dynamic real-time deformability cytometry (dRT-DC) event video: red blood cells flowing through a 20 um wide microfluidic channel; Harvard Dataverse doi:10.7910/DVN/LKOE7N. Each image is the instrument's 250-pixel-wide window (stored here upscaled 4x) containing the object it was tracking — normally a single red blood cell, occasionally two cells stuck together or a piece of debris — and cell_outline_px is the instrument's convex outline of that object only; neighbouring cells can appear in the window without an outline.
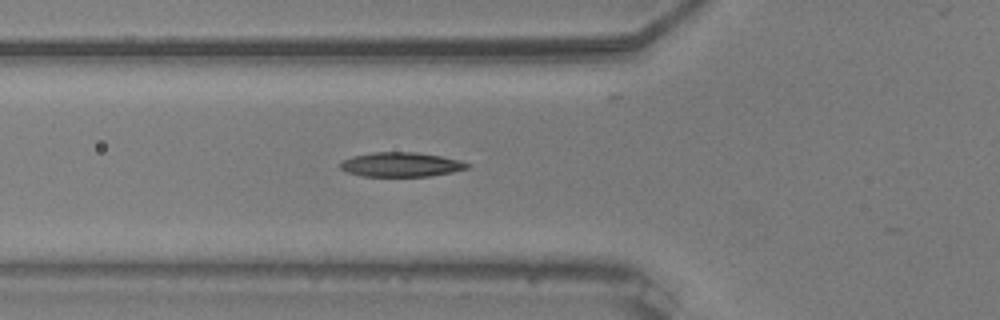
{"species": "common noctule bat (a hibernating species)", "species_latin": "Nyctalus noctula", "temperature_condition": "warm", "stored_images_in_passage": 7, "camera_frame_rate_fps": 3000, "um_per_image_px": 0.085, "animal": {"sex": "male", "body_mass_g": 20.5, "forearm_length_mm": 52.5}, "frame": {"image": 1, "passage_image": 3, "time_ms": 0.667, "image_size_px": [1000, 320], "cell_outline_px": [[472, 164], [468, 168], [452, 172], [428, 176], [360, 176], [348, 172], [340, 168], [340, 160], [352, 156], [372, 152], [416, 152], [440, 156], [460, 160]], "centroid_in_image_um": [34.07, 13.98], "position_along_channel_um": 91.7, "area_um2": 18.15}}
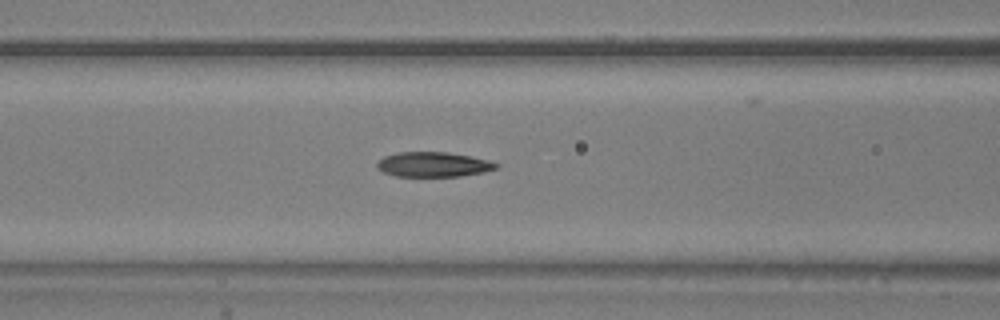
{"frame": {"image": 2, "passage_image": 6, "time_ms": 1.667, "image_size_px": [1000, 320], "cell_outline_px": [[500, 168], [484, 172], [460, 176], [396, 176], [384, 172], [376, 168], [376, 164], [384, 156], [396, 152], [448, 152], [472, 156], [488, 160], [500, 164]], "centroid_in_image_um": [36.87, 13.97], "position_along_channel_um": 129.7, "area_um2": 17.4}}